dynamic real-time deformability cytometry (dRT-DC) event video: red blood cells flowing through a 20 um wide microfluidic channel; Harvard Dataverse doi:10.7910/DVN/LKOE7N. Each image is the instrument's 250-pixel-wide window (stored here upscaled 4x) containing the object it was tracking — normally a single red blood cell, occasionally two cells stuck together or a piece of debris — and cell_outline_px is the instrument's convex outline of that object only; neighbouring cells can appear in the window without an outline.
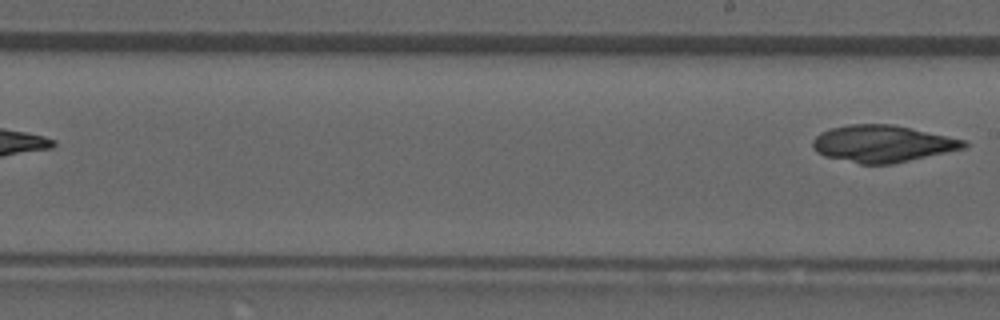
{"species": "common noctule bat (a hibernating species)", "species_latin": "Nyctalus noctula", "temperature_condition": "room temperature", "stored_images_in_passage": 8, "segment_of_instrument_passage": [2, 2], "camera_frame_rate_fps": 3000, "um_per_image_px": 0.085, "animal": {"sex": "male", "forearm_length_mm": 52.5}, "frame": {"image": 1, "passage_image": 8, "time_ms": 2.333, "image_size_px": [1000, 320], "cell_outline_px": [[968, 144], [964, 148], [892, 164], [860, 164], [824, 156], [816, 152], [812, 148], [812, 140], [820, 132], [832, 128], [848, 124], [892, 124], [912, 128], [964, 140]], "centroid_in_image_um": [74.95, 12.21], "position_along_channel_um": 214.0, "area_um2": 32.37}}